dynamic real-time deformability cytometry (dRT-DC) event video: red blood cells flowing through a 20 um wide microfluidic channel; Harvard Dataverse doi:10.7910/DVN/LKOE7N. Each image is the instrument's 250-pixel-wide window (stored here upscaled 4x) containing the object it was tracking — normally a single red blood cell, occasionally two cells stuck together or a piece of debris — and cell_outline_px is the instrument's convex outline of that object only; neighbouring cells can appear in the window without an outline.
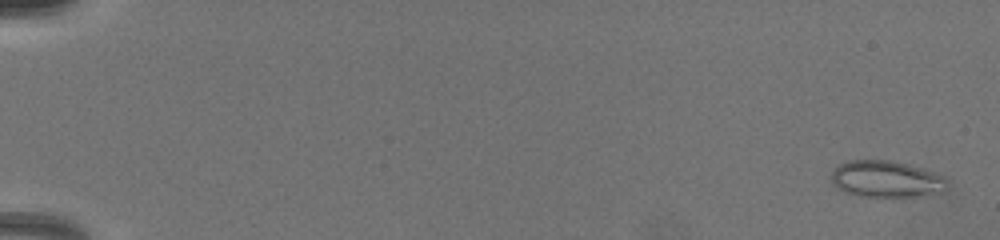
{"species": "common noctule bat (a hibernating species)", "species_latin": "Nyctalus noctula", "temperature_condition": "warm", "stored_images_in_passage": 73, "camera_frame_rate_fps": 3000, "um_per_image_px": 0.085, "animal": {"sex": "female", "body_mass_g": 19.5, "forearm_length_mm": 54.1}, "frame": {"image": 1, "passage_image": 1, "time_ms": 0.0, "image_size_px": [1000, 240], "cell_outline_px": [[948, 184], [924, 192], [908, 196], [860, 196], [844, 192], [836, 188], [832, 184], [832, 172], [840, 164], [848, 160], [892, 160], [924, 168], [944, 176], [948, 180]], "centroid_in_image_um": [75.19, 15.17], "position_along_channel_um": 9.8, "area_um2": 23.93}}
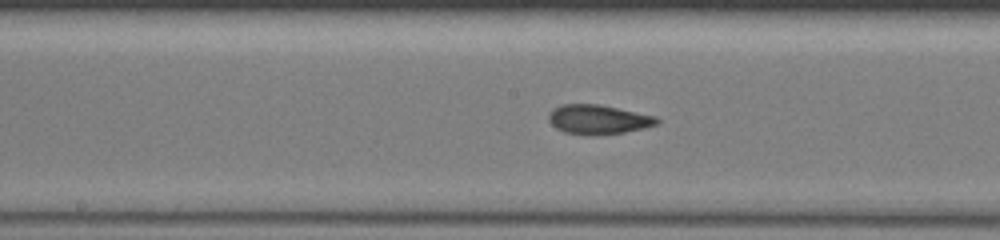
{"frame": {"image": 2, "passage_image": 43, "time_ms": 9.333, "image_size_px": [1000, 240], "cell_outline_px": [[660, 120], [656, 124], [644, 128], [624, 132], [592, 136], [584, 136], [564, 132], [556, 128], [548, 120], [548, 112], [552, 108], [564, 104], [596, 104], [656, 116]], "centroid_in_image_um": [50.79, 10.17], "position_along_channel_um": 197.4, "area_um2": 18.61}}
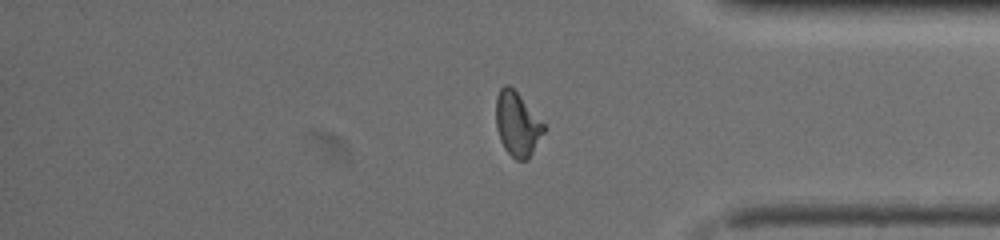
{"frame": {"image": 3, "passage_image": 64, "time_ms": 14.333, "image_size_px": [1000, 240], "cell_outline_px": [[548, 128], [528, 160], [516, 160], [504, 148], [500, 140], [496, 128], [496, 96], [500, 88], [504, 84], [508, 84], [516, 92]], "centroid_in_image_um": [43.98, 10.57], "position_along_channel_um": 391.2, "area_um2": 17.98}}